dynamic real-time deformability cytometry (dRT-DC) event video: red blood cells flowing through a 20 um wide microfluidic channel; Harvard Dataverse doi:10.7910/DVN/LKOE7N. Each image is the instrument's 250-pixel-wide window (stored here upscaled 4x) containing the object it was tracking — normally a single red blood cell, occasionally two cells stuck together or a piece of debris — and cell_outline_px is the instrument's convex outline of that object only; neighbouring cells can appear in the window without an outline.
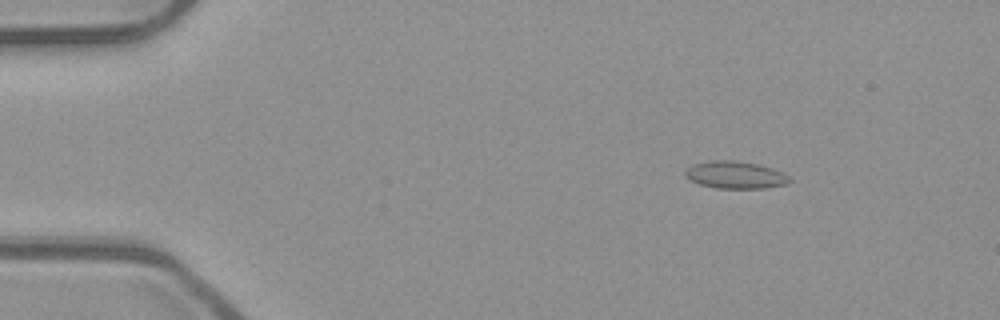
{"species": "common noctule bat (a hibernating species)", "species_latin": "Nyctalus noctula", "temperature_condition": "room temperature", "stored_images_in_passage": 52, "camera_frame_rate_fps": 3000, "um_per_image_px": 0.085, "animal": {"sex": "male", "body_mass_g": 23.1, "forearm_length_mm": 52.7}, "frame": {"image": 1, "passage_image": 6, "time_ms": 1.667, "image_size_px": [1000, 320], "cell_outline_px": [[792, 180], [788, 184], [764, 188], [716, 188], [700, 184], [692, 180], [684, 172], [692, 164], [708, 160], [736, 160], [756, 164], [772, 168], [784, 172]], "centroid_in_image_um": [62.54, 14.86], "position_along_channel_um": 22.5, "area_um2": 16.59}}
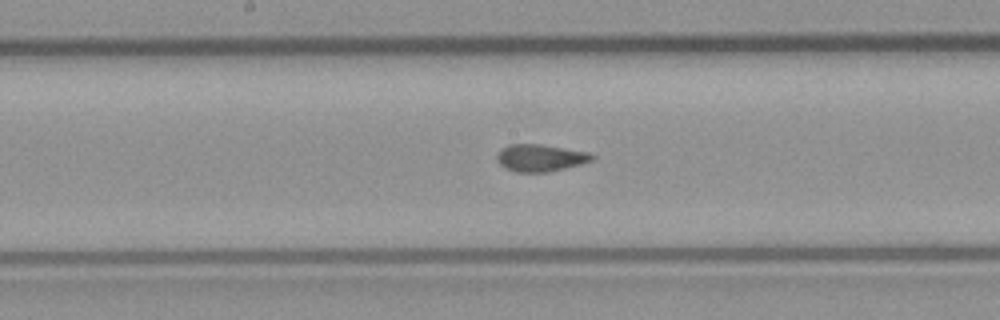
{"frame": {"image": 2, "passage_image": 26, "time_ms": 8.333, "image_size_px": [1000, 320], "cell_outline_px": [[596, 156], [592, 160], [580, 164], [548, 172], [516, 172], [500, 164], [496, 160], [496, 156], [500, 148], [508, 144], [540, 144], [592, 152]], "centroid_in_image_um": [45.94, 13.4], "position_along_channel_um": 202.3, "area_um2": 15.14}}
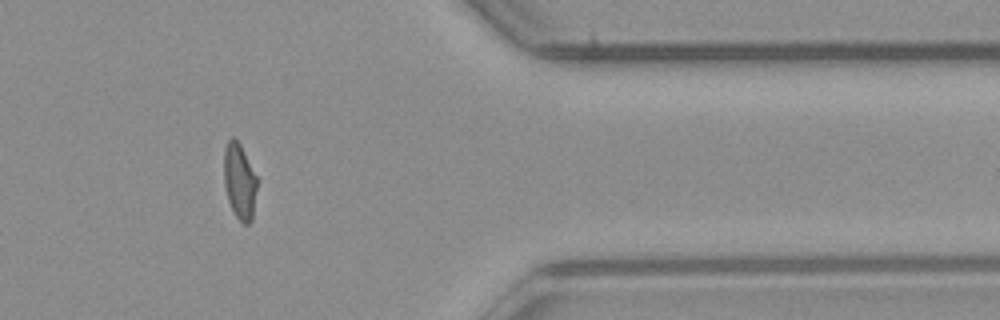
{"frame": {"image": 3, "passage_image": 42, "time_ms": 13.667, "image_size_px": [1000, 320], "cell_outline_px": [[260, 180], [252, 220], [248, 224], [244, 224], [236, 216], [228, 200], [224, 184], [224, 148], [228, 140], [232, 136], [240, 144]], "centroid_in_image_um": [20.41, 15.41], "position_along_channel_um": 391.0, "area_um2": 15.09}}